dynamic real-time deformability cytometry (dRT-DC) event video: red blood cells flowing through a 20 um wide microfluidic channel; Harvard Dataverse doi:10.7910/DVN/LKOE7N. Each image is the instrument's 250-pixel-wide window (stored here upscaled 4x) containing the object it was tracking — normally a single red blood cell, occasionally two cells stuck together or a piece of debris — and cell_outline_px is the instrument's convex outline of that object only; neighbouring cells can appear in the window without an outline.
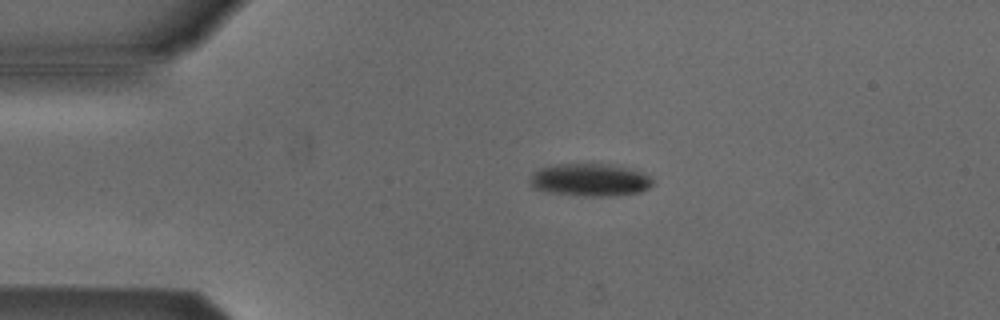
{"species": "Egyptian fruit bat (a non-hibernating species)", "species_latin": "Rousettus aegyptiacus", "temperature_condition": "cold", "stored_images_in_passage": 41, "camera_frame_rate_fps": 3000, "um_per_image_px": 0.085, "animal": {"sex": "male"}, "frame": {"image": 1, "passage_image": 1, "time_ms": 0.0, "image_size_px": [1000, 320], "cell_outline_px": [[652, 184], [648, 188], [640, 192], [604, 196], [584, 196], [552, 192], [532, 188], [532, 172], [540, 168], [556, 164], [612, 164], [632, 168], [644, 172], [652, 180]], "centroid_in_image_um": [50.18, 15.27], "position_along_channel_um": 34.8, "area_um2": 23.18}}
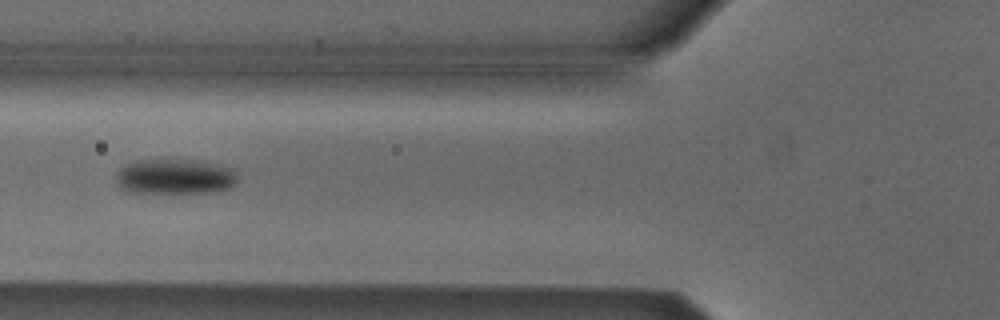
{"frame": {"image": 2, "passage_image": 10, "time_ms": 3.0, "image_size_px": [1000, 320], "cell_outline_px": [[236, 184], [232, 188], [220, 192], [124, 192], [120, 188], [116, 180], [116, 172], [120, 168], [136, 160], [168, 156], [196, 160], [220, 164], [236, 168]], "centroid_in_image_um": [14.9, 14.96], "position_along_channel_um": 110.9, "area_um2": 26.18}}
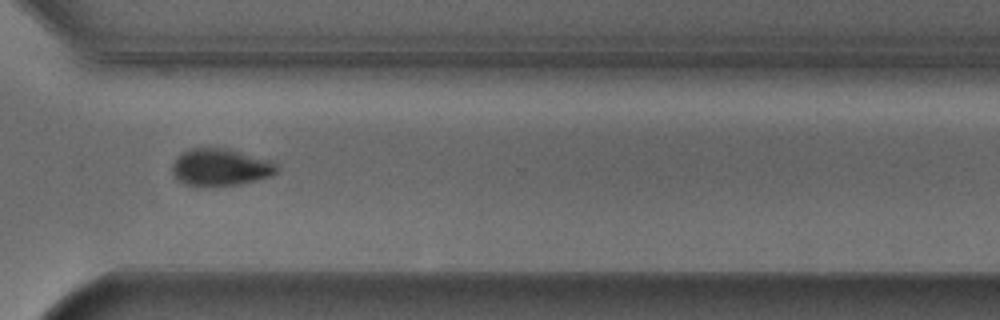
{"frame": {"image": 3, "passage_image": 29, "time_ms": 9.333, "image_size_px": [1000, 320], "cell_outline_px": [[280, 168], [272, 176], [240, 184], [184, 184], [176, 180], [172, 172], [172, 164], [188, 148], [228, 148], [272, 160]], "centroid_in_image_um": [18.79, 14.19], "position_along_channel_um": 351.8, "area_um2": 22.37}, "authors_computed_cell_mechanics": {"area_um2": 24.854, "velocity_mm_per_s": 3.8077, "shape_relaxation_time_tau1_ms": 4.6999, "shape_relaxation_time_tau2_ms": null, "deformation_change_tau1": 0.1291, "deformation_change_tau2": null}}